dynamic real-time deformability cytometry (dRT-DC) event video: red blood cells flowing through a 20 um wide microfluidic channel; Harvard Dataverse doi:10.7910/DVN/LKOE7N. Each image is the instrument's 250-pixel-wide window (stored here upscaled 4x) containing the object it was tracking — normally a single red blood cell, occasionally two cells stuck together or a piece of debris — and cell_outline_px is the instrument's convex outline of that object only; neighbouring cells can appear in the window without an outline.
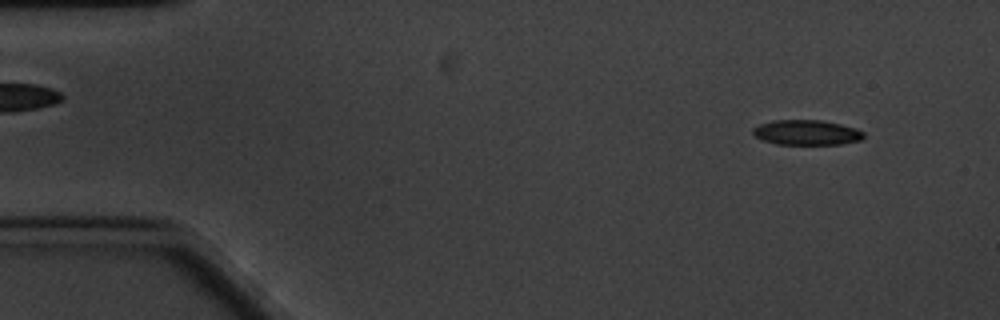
{"species": "common noctule bat (a hibernating species)", "species_latin": "Nyctalus noctula", "temperature_condition": "cold", "stored_images_in_passage": 57, "camera_frame_rate_fps": 3000, "um_per_image_px": 0.085, "animal": {"sex": "male", "body_mass_g": 20.1, "forearm_length_mm": 53.5}, "frame": {"image": 1, "passage_image": 1, "time_ms": 0.0, "image_size_px": [1000, 320], "cell_outline_px": [[864, 136], [860, 140], [840, 144], [776, 144], [760, 140], [752, 132], [752, 128], [760, 124], [772, 120], [820, 120], [840, 124], [856, 128], [864, 132]], "centroid_in_image_um": [68.53, 11.26], "position_along_channel_um": 16.5, "area_um2": 16.18}}
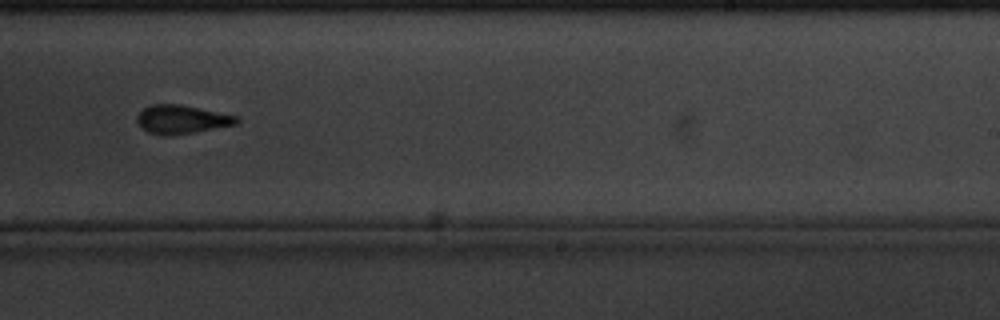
{"frame": {"image": 2, "passage_image": 33, "time_ms": 10.667, "image_size_px": [1000, 320], "cell_outline_px": [[240, 120], [236, 124], [172, 136], [160, 136], [148, 132], [136, 120], [136, 116], [144, 108], [152, 104], [180, 104], [236, 116]], "centroid_in_image_um": [15.4, 10.16], "position_along_channel_um": 273.6, "area_um2": 16.42}}
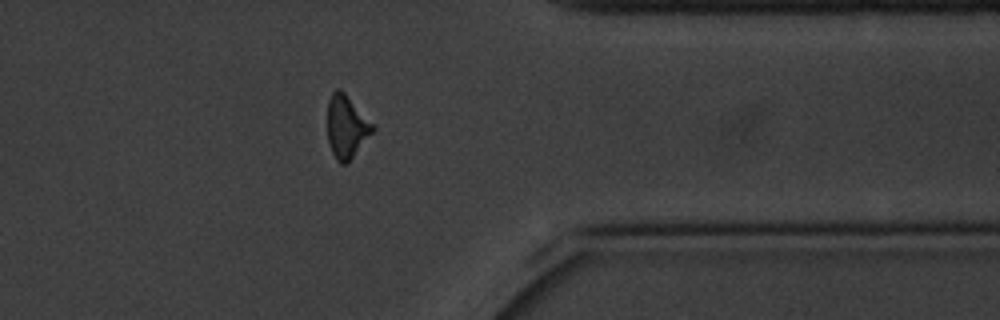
{"frame": {"image": 3, "passage_image": 44, "time_ms": 14.333, "image_size_px": [1000, 320], "cell_outline_px": [[376, 128], [348, 164], [340, 164], [336, 160], [328, 144], [328, 100], [332, 92], [336, 88], [340, 88], [376, 124]], "centroid_in_image_um": [29.48, 10.78], "position_along_channel_um": 381.9, "area_um2": 16.99}}